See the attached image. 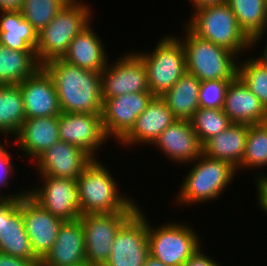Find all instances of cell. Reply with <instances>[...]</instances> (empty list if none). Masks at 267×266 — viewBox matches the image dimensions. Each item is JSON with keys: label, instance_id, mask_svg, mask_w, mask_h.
<instances>
[{"label": "cell", "instance_id": "cell-1", "mask_svg": "<svg viewBox=\"0 0 267 266\" xmlns=\"http://www.w3.org/2000/svg\"><path fill=\"white\" fill-rule=\"evenodd\" d=\"M42 67L53 80L62 112H102L100 72L82 69L62 58L49 60Z\"/></svg>", "mask_w": 267, "mask_h": 266}, {"label": "cell", "instance_id": "cell-2", "mask_svg": "<svg viewBox=\"0 0 267 266\" xmlns=\"http://www.w3.org/2000/svg\"><path fill=\"white\" fill-rule=\"evenodd\" d=\"M102 163L99 158L93 159L76 179L80 215L136 212L140 208L136 200L124 193L120 194V188L110 168Z\"/></svg>", "mask_w": 267, "mask_h": 266}, {"label": "cell", "instance_id": "cell-3", "mask_svg": "<svg viewBox=\"0 0 267 266\" xmlns=\"http://www.w3.org/2000/svg\"><path fill=\"white\" fill-rule=\"evenodd\" d=\"M186 165H189L191 169L186 176L184 175L181 187L175 194L177 195L175 203L182 206L199 205L219 198L222 192L229 188L228 186L235 180V174H237V169L230 163L203 153Z\"/></svg>", "mask_w": 267, "mask_h": 266}, {"label": "cell", "instance_id": "cell-4", "mask_svg": "<svg viewBox=\"0 0 267 266\" xmlns=\"http://www.w3.org/2000/svg\"><path fill=\"white\" fill-rule=\"evenodd\" d=\"M191 13L185 24L199 37L230 50L239 58L249 50L256 49L240 29L227 2L193 9Z\"/></svg>", "mask_w": 267, "mask_h": 266}, {"label": "cell", "instance_id": "cell-5", "mask_svg": "<svg viewBox=\"0 0 267 266\" xmlns=\"http://www.w3.org/2000/svg\"><path fill=\"white\" fill-rule=\"evenodd\" d=\"M90 6L82 0H70L38 33L35 54L41 65L62 58L75 36L93 22Z\"/></svg>", "mask_w": 267, "mask_h": 266}, {"label": "cell", "instance_id": "cell-6", "mask_svg": "<svg viewBox=\"0 0 267 266\" xmlns=\"http://www.w3.org/2000/svg\"><path fill=\"white\" fill-rule=\"evenodd\" d=\"M184 26L183 36L177 37L184 46L186 71L200 81L233 80L237 76L239 57L230 50L199 37L186 24Z\"/></svg>", "mask_w": 267, "mask_h": 266}, {"label": "cell", "instance_id": "cell-7", "mask_svg": "<svg viewBox=\"0 0 267 266\" xmlns=\"http://www.w3.org/2000/svg\"><path fill=\"white\" fill-rule=\"evenodd\" d=\"M150 51L136 53L145 64L150 92L161 97L186 72L185 50L177 35L166 34Z\"/></svg>", "mask_w": 267, "mask_h": 266}, {"label": "cell", "instance_id": "cell-8", "mask_svg": "<svg viewBox=\"0 0 267 266\" xmlns=\"http://www.w3.org/2000/svg\"><path fill=\"white\" fill-rule=\"evenodd\" d=\"M150 223L147 217L150 256L166 266H183L202 247L200 236L190 224L170 221L154 228Z\"/></svg>", "mask_w": 267, "mask_h": 266}, {"label": "cell", "instance_id": "cell-9", "mask_svg": "<svg viewBox=\"0 0 267 266\" xmlns=\"http://www.w3.org/2000/svg\"><path fill=\"white\" fill-rule=\"evenodd\" d=\"M134 213L116 212L80 216L85 235L86 263L89 266H103L107 262L116 233Z\"/></svg>", "mask_w": 267, "mask_h": 266}, {"label": "cell", "instance_id": "cell-10", "mask_svg": "<svg viewBox=\"0 0 267 266\" xmlns=\"http://www.w3.org/2000/svg\"><path fill=\"white\" fill-rule=\"evenodd\" d=\"M140 207L118 230L103 266H143L149 257L147 214Z\"/></svg>", "mask_w": 267, "mask_h": 266}, {"label": "cell", "instance_id": "cell-11", "mask_svg": "<svg viewBox=\"0 0 267 266\" xmlns=\"http://www.w3.org/2000/svg\"><path fill=\"white\" fill-rule=\"evenodd\" d=\"M123 53V56L116 58L117 61L108 62L101 72L102 98L150 92L147 70L141 57L134 50Z\"/></svg>", "mask_w": 267, "mask_h": 266}, {"label": "cell", "instance_id": "cell-12", "mask_svg": "<svg viewBox=\"0 0 267 266\" xmlns=\"http://www.w3.org/2000/svg\"><path fill=\"white\" fill-rule=\"evenodd\" d=\"M38 178L39 182L41 181L40 184L38 183L35 188L27 189V194L34 201L63 221L80 218L79 189L76 180L51 176Z\"/></svg>", "mask_w": 267, "mask_h": 266}, {"label": "cell", "instance_id": "cell-13", "mask_svg": "<svg viewBox=\"0 0 267 266\" xmlns=\"http://www.w3.org/2000/svg\"><path fill=\"white\" fill-rule=\"evenodd\" d=\"M155 96L151 92L127 93L113 98H102V127L108 139L113 137L117 143L134 126Z\"/></svg>", "mask_w": 267, "mask_h": 266}, {"label": "cell", "instance_id": "cell-14", "mask_svg": "<svg viewBox=\"0 0 267 266\" xmlns=\"http://www.w3.org/2000/svg\"><path fill=\"white\" fill-rule=\"evenodd\" d=\"M58 131L60 140L79 147L92 159H97L99 148L110 141L102 127L101 113L62 112Z\"/></svg>", "mask_w": 267, "mask_h": 266}, {"label": "cell", "instance_id": "cell-15", "mask_svg": "<svg viewBox=\"0 0 267 266\" xmlns=\"http://www.w3.org/2000/svg\"><path fill=\"white\" fill-rule=\"evenodd\" d=\"M23 195L0 197V252L27 260H40L25 230L20 200Z\"/></svg>", "mask_w": 267, "mask_h": 266}, {"label": "cell", "instance_id": "cell-16", "mask_svg": "<svg viewBox=\"0 0 267 266\" xmlns=\"http://www.w3.org/2000/svg\"><path fill=\"white\" fill-rule=\"evenodd\" d=\"M20 207L34 254L42 260L55 244L64 221L42 208L28 194L21 197Z\"/></svg>", "mask_w": 267, "mask_h": 266}, {"label": "cell", "instance_id": "cell-17", "mask_svg": "<svg viewBox=\"0 0 267 266\" xmlns=\"http://www.w3.org/2000/svg\"><path fill=\"white\" fill-rule=\"evenodd\" d=\"M93 159L82 149L59 140L36 161L38 176L71 178L76 180Z\"/></svg>", "mask_w": 267, "mask_h": 266}, {"label": "cell", "instance_id": "cell-18", "mask_svg": "<svg viewBox=\"0 0 267 266\" xmlns=\"http://www.w3.org/2000/svg\"><path fill=\"white\" fill-rule=\"evenodd\" d=\"M19 86L26 119L59 116L62 113L53 80L43 67L19 83Z\"/></svg>", "mask_w": 267, "mask_h": 266}, {"label": "cell", "instance_id": "cell-19", "mask_svg": "<svg viewBox=\"0 0 267 266\" xmlns=\"http://www.w3.org/2000/svg\"><path fill=\"white\" fill-rule=\"evenodd\" d=\"M177 165L193 162L202 154V144L188 120H176L152 144ZM179 163V164H178Z\"/></svg>", "mask_w": 267, "mask_h": 266}, {"label": "cell", "instance_id": "cell-20", "mask_svg": "<svg viewBox=\"0 0 267 266\" xmlns=\"http://www.w3.org/2000/svg\"><path fill=\"white\" fill-rule=\"evenodd\" d=\"M176 120L166 102L161 97H154L118 144L126 149L128 146H152L160 134Z\"/></svg>", "mask_w": 267, "mask_h": 266}, {"label": "cell", "instance_id": "cell-21", "mask_svg": "<svg viewBox=\"0 0 267 266\" xmlns=\"http://www.w3.org/2000/svg\"><path fill=\"white\" fill-rule=\"evenodd\" d=\"M86 264L85 235L80 218L64 221L55 244L40 261V266H73Z\"/></svg>", "mask_w": 267, "mask_h": 266}, {"label": "cell", "instance_id": "cell-22", "mask_svg": "<svg viewBox=\"0 0 267 266\" xmlns=\"http://www.w3.org/2000/svg\"><path fill=\"white\" fill-rule=\"evenodd\" d=\"M58 122L59 116L25 119L14 136L16 138L14 143L18 145L16 147L21 150L24 158L33 159L35 162L49 147L60 140Z\"/></svg>", "mask_w": 267, "mask_h": 266}, {"label": "cell", "instance_id": "cell-23", "mask_svg": "<svg viewBox=\"0 0 267 266\" xmlns=\"http://www.w3.org/2000/svg\"><path fill=\"white\" fill-rule=\"evenodd\" d=\"M223 110L232 123L267 122V109L238 76L227 87Z\"/></svg>", "mask_w": 267, "mask_h": 266}, {"label": "cell", "instance_id": "cell-24", "mask_svg": "<svg viewBox=\"0 0 267 266\" xmlns=\"http://www.w3.org/2000/svg\"><path fill=\"white\" fill-rule=\"evenodd\" d=\"M90 23L71 41L62 59L82 69L102 72L107 66L108 53L96 29Z\"/></svg>", "mask_w": 267, "mask_h": 266}, {"label": "cell", "instance_id": "cell-25", "mask_svg": "<svg viewBox=\"0 0 267 266\" xmlns=\"http://www.w3.org/2000/svg\"><path fill=\"white\" fill-rule=\"evenodd\" d=\"M248 134L247 124L232 123L227 129L202 145L206 156L224 160L237 169L241 166Z\"/></svg>", "mask_w": 267, "mask_h": 266}, {"label": "cell", "instance_id": "cell-26", "mask_svg": "<svg viewBox=\"0 0 267 266\" xmlns=\"http://www.w3.org/2000/svg\"><path fill=\"white\" fill-rule=\"evenodd\" d=\"M38 33L20 10H0V44L18 51H35Z\"/></svg>", "mask_w": 267, "mask_h": 266}, {"label": "cell", "instance_id": "cell-27", "mask_svg": "<svg viewBox=\"0 0 267 266\" xmlns=\"http://www.w3.org/2000/svg\"><path fill=\"white\" fill-rule=\"evenodd\" d=\"M201 81L187 71L161 98L178 120H190L199 109Z\"/></svg>", "mask_w": 267, "mask_h": 266}, {"label": "cell", "instance_id": "cell-28", "mask_svg": "<svg viewBox=\"0 0 267 266\" xmlns=\"http://www.w3.org/2000/svg\"><path fill=\"white\" fill-rule=\"evenodd\" d=\"M40 67L35 51L12 50L0 44V85L19 84Z\"/></svg>", "mask_w": 267, "mask_h": 266}, {"label": "cell", "instance_id": "cell-29", "mask_svg": "<svg viewBox=\"0 0 267 266\" xmlns=\"http://www.w3.org/2000/svg\"><path fill=\"white\" fill-rule=\"evenodd\" d=\"M240 29L255 44L267 31V12L264 0H227Z\"/></svg>", "mask_w": 267, "mask_h": 266}, {"label": "cell", "instance_id": "cell-30", "mask_svg": "<svg viewBox=\"0 0 267 266\" xmlns=\"http://www.w3.org/2000/svg\"><path fill=\"white\" fill-rule=\"evenodd\" d=\"M25 119L19 84L0 85V134L14 138Z\"/></svg>", "mask_w": 267, "mask_h": 266}, {"label": "cell", "instance_id": "cell-31", "mask_svg": "<svg viewBox=\"0 0 267 266\" xmlns=\"http://www.w3.org/2000/svg\"><path fill=\"white\" fill-rule=\"evenodd\" d=\"M238 60L237 76L267 109V60L259 54Z\"/></svg>", "mask_w": 267, "mask_h": 266}, {"label": "cell", "instance_id": "cell-32", "mask_svg": "<svg viewBox=\"0 0 267 266\" xmlns=\"http://www.w3.org/2000/svg\"><path fill=\"white\" fill-rule=\"evenodd\" d=\"M267 169V122L248 125L245 153L238 169Z\"/></svg>", "mask_w": 267, "mask_h": 266}, {"label": "cell", "instance_id": "cell-33", "mask_svg": "<svg viewBox=\"0 0 267 266\" xmlns=\"http://www.w3.org/2000/svg\"><path fill=\"white\" fill-rule=\"evenodd\" d=\"M189 121L202 145L208 139L223 132L232 124L229 117L224 113L223 108L211 109L199 107Z\"/></svg>", "mask_w": 267, "mask_h": 266}, {"label": "cell", "instance_id": "cell-34", "mask_svg": "<svg viewBox=\"0 0 267 266\" xmlns=\"http://www.w3.org/2000/svg\"><path fill=\"white\" fill-rule=\"evenodd\" d=\"M70 0H23L22 16L39 33Z\"/></svg>", "mask_w": 267, "mask_h": 266}, {"label": "cell", "instance_id": "cell-35", "mask_svg": "<svg viewBox=\"0 0 267 266\" xmlns=\"http://www.w3.org/2000/svg\"><path fill=\"white\" fill-rule=\"evenodd\" d=\"M231 80L201 81L199 89V107L223 108L227 87Z\"/></svg>", "mask_w": 267, "mask_h": 266}, {"label": "cell", "instance_id": "cell-36", "mask_svg": "<svg viewBox=\"0 0 267 266\" xmlns=\"http://www.w3.org/2000/svg\"><path fill=\"white\" fill-rule=\"evenodd\" d=\"M8 150V151H7ZM12 153L9 152V149H6L1 155H0V190L1 188L4 189L5 187L10 186L9 179L11 176H14L13 170H15V167L13 166L14 163H12L11 159H14L11 155ZM4 187V188H3ZM20 193H7V194H1L0 191V197H11L14 195H25L27 194V189L23 191H19ZM22 192V193H21Z\"/></svg>", "mask_w": 267, "mask_h": 266}, {"label": "cell", "instance_id": "cell-37", "mask_svg": "<svg viewBox=\"0 0 267 266\" xmlns=\"http://www.w3.org/2000/svg\"><path fill=\"white\" fill-rule=\"evenodd\" d=\"M263 172L258 173V177L256 176V180L254 181L257 188L256 201L258 200V207L267 214V173L263 174Z\"/></svg>", "mask_w": 267, "mask_h": 266}, {"label": "cell", "instance_id": "cell-38", "mask_svg": "<svg viewBox=\"0 0 267 266\" xmlns=\"http://www.w3.org/2000/svg\"><path fill=\"white\" fill-rule=\"evenodd\" d=\"M202 248H199L185 263L183 266H221L215 257L211 258L208 253H204Z\"/></svg>", "mask_w": 267, "mask_h": 266}, {"label": "cell", "instance_id": "cell-39", "mask_svg": "<svg viewBox=\"0 0 267 266\" xmlns=\"http://www.w3.org/2000/svg\"><path fill=\"white\" fill-rule=\"evenodd\" d=\"M41 260H27L0 252V266H40Z\"/></svg>", "mask_w": 267, "mask_h": 266}, {"label": "cell", "instance_id": "cell-40", "mask_svg": "<svg viewBox=\"0 0 267 266\" xmlns=\"http://www.w3.org/2000/svg\"><path fill=\"white\" fill-rule=\"evenodd\" d=\"M23 0H0V10H21Z\"/></svg>", "mask_w": 267, "mask_h": 266}, {"label": "cell", "instance_id": "cell-41", "mask_svg": "<svg viewBox=\"0 0 267 266\" xmlns=\"http://www.w3.org/2000/svg\"><path fill=\"white\" fill-rule=\"evenodd\" d=\"M192 4V10L200 7L227 2V0H189Z\"/></svg>", "mask_w": 267, "mask_h": 266}, {"label": "cell", "instance_id": "cell-42", "mask_svg": "<svg viewBox=\"0 0 267 266\" xmlns=\"http://www.w3.org/2000/svg\"><path fill=\"white\" fill-rule=\"evenodd\" d=\"M143 266H166V265L149 255Z\"/></svg>", "mask_w": 267, "mask_h": 266}, {"label": "cell", "instance_id": "cell-43", "mask_svg": "<svg viewBox=\"0 0 267 266\" xmlns=\"http://www.w3.org/2000/svg\"><path fill=\"white\" fill-rule=\"evenodd\" d=\"M5 147L2 143H0V155L6 150L8 149V147H12V143L10 144L9 139L5 140ZM6 145H8V147H6Z\"/></svg>", "mask_w": 267, "mask_h": 266}, {"label": "cell", "instance_id": "cell-44", "mask_svg": "<svg viewBox=\"0 0 267 266\" xmlns=\"http://www.w3.org/2000/svg\"><path fill=\"white\" fill-rule=\"evenodd\" d=\"M265 33H267V31ZM264 46L265 47H263L264 49L263 51H261L260 54H262V56L267 60V41H266V44L264 43Z\"/></svg>", "mask_w": 267, "mask_h": 266}, {"label": "cell", "instance_id": "cell-45", "mask_svg": "<svg viewBox=\"0 0 267 266\" xmlns=\"http://www.w3.org/2000/svg\"><path fill=\"white\" fill-rule=\"evenodd\" d=\"M73 266H89V265L86 263V264L73 265Z\"/></svg>", "mask_w": 267, "mask_h": 266}, {"label": "cell", "instance_id": "cell-46", "mask_svg": "<svg viewBox=\"0 0 267 266\" xmlns=\"http://www.w3.org/2000/svg\"><path fill=\"white\" fill-rule=\"evenodd\" d=\"M264 1H265L266 12H267V0H264Z\"/></svg>", "mask_w": 267, "mask_h": 266}]
</instances>
